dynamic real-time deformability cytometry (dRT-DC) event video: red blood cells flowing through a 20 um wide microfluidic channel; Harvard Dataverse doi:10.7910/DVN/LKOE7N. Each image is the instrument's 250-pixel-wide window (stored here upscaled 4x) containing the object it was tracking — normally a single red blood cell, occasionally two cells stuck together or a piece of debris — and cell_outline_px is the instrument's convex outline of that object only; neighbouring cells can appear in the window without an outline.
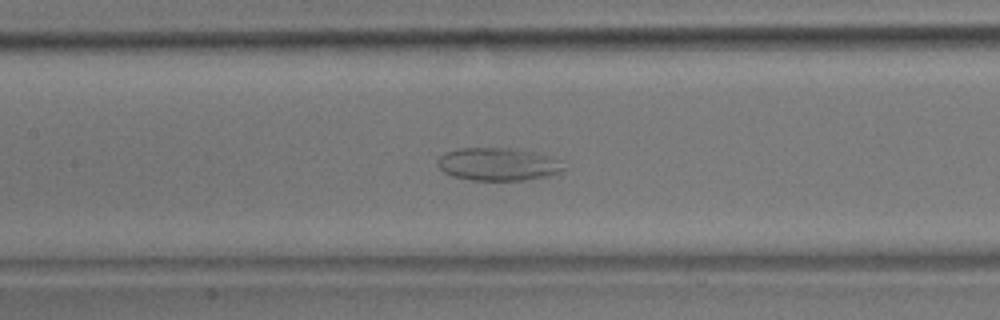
{"species": "common noctule bat (a hibernating species)", "species_latin": "Nyctalus noctula", "temperature_condition": "room temperature", "stored_images_in_passage": 41, "camera_frame_rate_fps": 3000, "um_per_image_px": 0.085, "animal": {"sex": "male", "body_mass_g": 17.9}, "frame": {"image": 1, "passage_image": 11, "time_ms": 3.333, "image_size_px": [1000, 320], "cell_outline_px": [[564, 172], [548, 176], [524, 180], [468, 180], [452, 176], [444, 172], [436, 164], [436, 160], [444, 152], [460, 148], [516, 148], [536, 152], [560, 160], [564, 168]], "centroid_in_image_um": [42.33, 13.95], "position_along_channel_um": 165.1, "area_um2": 24.45}}
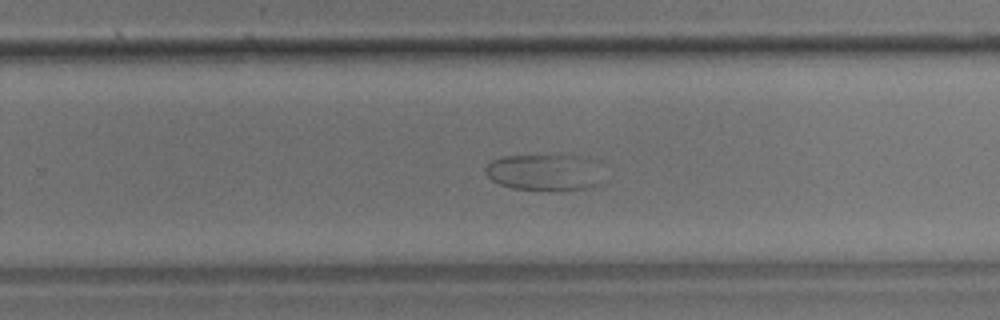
{"frame": {"image": 2, "passage_image": 21, "time_ms": 6.667, "image_size_px": [1000, 320], "cell_outline_px": [[596, 184], [588, 188], [512, 188], [500, 184], [492, 180], [484, 172], [484, 168], [492, 160], [504, 156], [576, 156]], "centroid_in_image_um": [45.84, 14.64], "position_along_channel_um": 284.0, "area_um2": 21.91}}
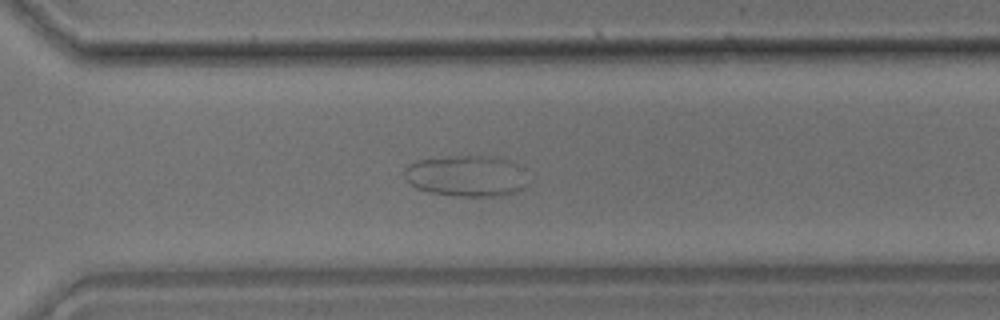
{"frame": {"image": 3, "passage_image": 25, "time_ms": 8.0, "image_size_px": [1000, 320], "cell_outline_px": [[528, 184], [524, 188], [516, 192], [496, 196], [456, 196], [428, 192], [416, 188], [404, 176], [404, 168], [408, 164], [416, 160], [452, 156], [492, 156], [512, 160], [516, 164]], "centroid_in_image_um": [39.62, 14.95], "position_along_channel_um": 331.0, "area_um2": 29.59}}